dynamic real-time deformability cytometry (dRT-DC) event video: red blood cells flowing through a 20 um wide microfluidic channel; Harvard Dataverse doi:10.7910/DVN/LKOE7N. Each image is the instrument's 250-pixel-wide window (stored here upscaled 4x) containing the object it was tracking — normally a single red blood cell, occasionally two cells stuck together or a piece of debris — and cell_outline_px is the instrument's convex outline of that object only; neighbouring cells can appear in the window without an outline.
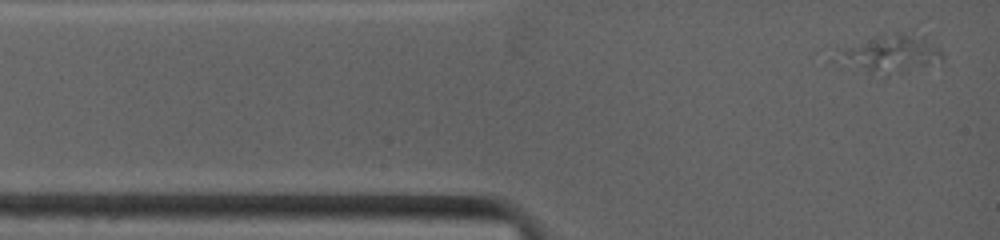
{"species": "common noctule bat (a hibernating species)", "species_latin": "Nyctalus noctula", "temperature_condition": "warm", "stored_images_in_passage": 31, "segment_of_instrument_passage": [1, 2], "camera_frame_rate_fps": 4500, "um_per_image_px": 0.085, "animal": {"sex": "female", "body_mass_g": 19.0, "forearm_length_mm": 53.3}, "frame": {"image": 1, "passage_image": 1, "time_ms": 0.0, "image_size_px": [1000, 240], "cell_outline_px": [[944, 60], [908, 72], [888, 76], [884, 76], [868, 72], [832, 60], [828, 52], [836, 48], [876, 36], [896, 32], [900, 32], [924, 36], [944, 56]], "centroid_in_image_um": [75.54, 4.59], "position_along_channel_um": 9.5, "area_um2": 23.99}}
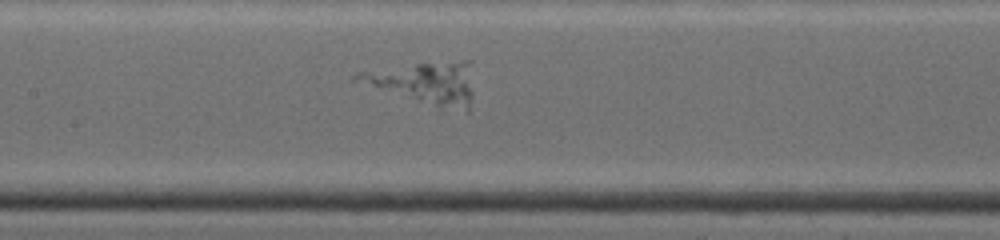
{"frame": {"image": 2, "passage_image": 14, "time_ms": 5.111, "image_size_px": [1000, 240], "cell_outline_px": [[472, 96], [468, 112], [436, 104], [352, 80], [352, 76], [356, 72], [416, 64], [464, 60], [472, 60]], "centroid_in_image_um": [36.24, 6.98], "position_along_channel_um": 171.2, "area_um2": 27.22}}
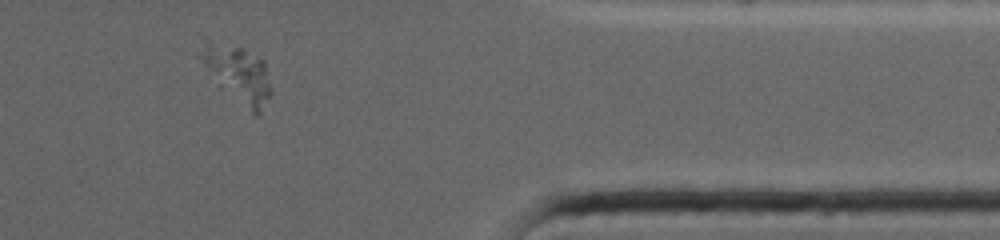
{"frame": {"image": 3, "passage_image": 27, "time_ms": 11.333, "image_size_px": [1000, 240], "cell_outline_px": [[272, 92], [260, 116], [256, 116], [252, 112], [204, 60], [204, 56], [236, 48], [244, 48], [260, 56], [264, 60]], "centroid_in_image_um": [20.69, 6.49], "position_along_channel_um": 390.7, "area_um2": 18.61}}